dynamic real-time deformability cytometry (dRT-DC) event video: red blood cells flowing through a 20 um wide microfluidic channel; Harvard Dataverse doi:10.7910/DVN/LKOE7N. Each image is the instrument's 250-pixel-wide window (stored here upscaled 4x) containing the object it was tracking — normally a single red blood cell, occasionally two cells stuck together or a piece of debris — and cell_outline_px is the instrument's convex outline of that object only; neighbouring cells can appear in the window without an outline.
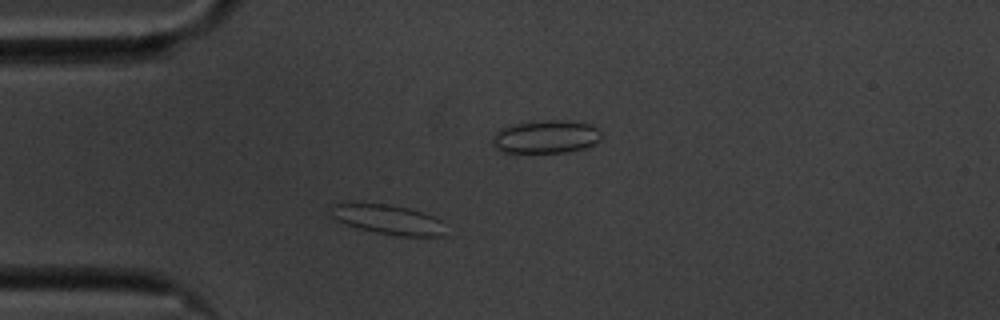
{"species": "common noctule bat (a hibernating species)", "species_latin": "Nyctalus noctula", "temperature_condition": "cold", "stored_images_in_passage": 49, "camera_frame_rate_fps": 3000, "um_per_image_px": 0.085, "animal": {"sex": "male", "body_mass_g": 20.1, "forearm_length_mm": 53.5}, "frame": {"image": 1, "passage_image": 6, "time_ms": 1.667, "image_size_px": [1000, 320], "cell_outline_px": [[444, 236], [396, 236], [376, 232], [360, 228], [348, 224], [332, 216], [328, 208], [332, 204], [384, 204], [408, 208], [424, 212], [436, 216], [444, 220]], "centroid_in_image_um": [33.08, 18.66], "position_along_channel_um": 51.9, "area_um2": 19.65}}
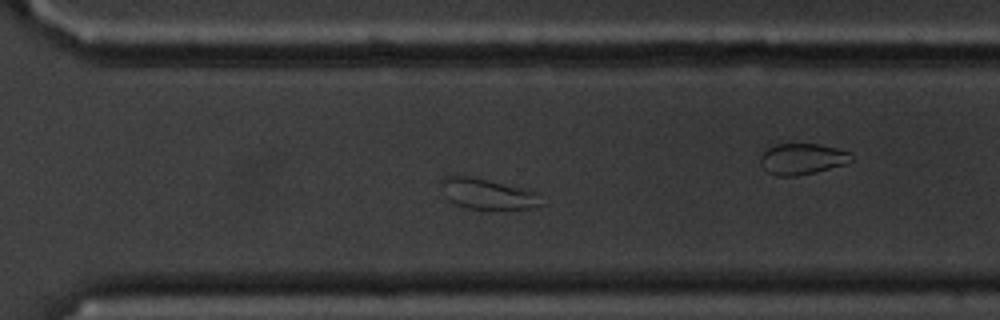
{"frame": {"image": 2, "passage_image": 31, "time_ms": 10.0, "image_size_px": [1000, 320], "cell_outline_px": [[548, 204], [528, 208], [468, 208], [456, 204], [448, 200], [440, 180], [444, 176], [468, 176], [532, 192]], "centroid_in_image_um": [41.4, 16.5], "position_along_channel_um": 329.2, "area_um2": 16.82}}
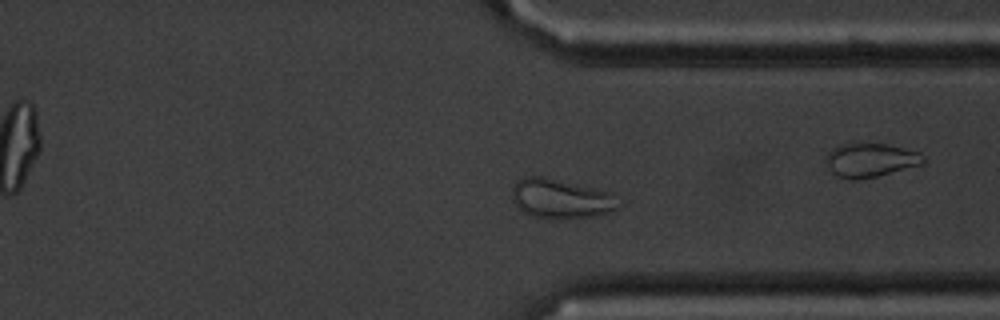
{"frame": {"image": 3, "passage_image": 34, "time_ms": 11.0, "image_size_px": [1000, 320], "cell_outline_px": [[616, 208], [608, 212], [592, 216], [532, 216], [524, 212], [512, 200], [512, 188], [516, 180], [524, 176], [544, 176], [608, 192]], "centroid_in_image_um": [47.52, 16.83], "position_along_channel_um": 363.9, "area_um2": 23.06}, "authors_computed_cell_mechanics": {"area_um2": 18.496, "velocity_mm_per_s": 3.4415, "shape_relaxation_time_tau1_ms": null, "shape_relaxation_time_tau2_ms": 4.7395, "deformation_change_tau1": null, "deformation_change_tau2": 0.0795}}